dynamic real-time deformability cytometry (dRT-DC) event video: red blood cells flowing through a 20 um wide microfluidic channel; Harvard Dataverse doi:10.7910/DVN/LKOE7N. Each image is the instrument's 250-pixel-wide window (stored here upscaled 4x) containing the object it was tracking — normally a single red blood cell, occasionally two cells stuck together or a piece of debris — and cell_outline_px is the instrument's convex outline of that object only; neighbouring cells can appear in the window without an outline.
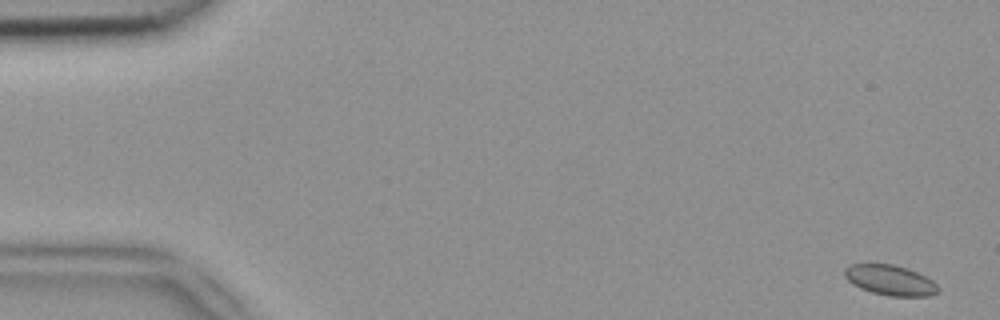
{"species": "common noctule bat (a hibernating species)", "species_latin": "Nyctalus noctula", "temperature_condition": "room temperature", "stored_images_in_passage": 12, "camera_frame_rate_fps": 3000, "um_per_image_px": 0.085, "animal": {"sex": "female", "body_mass_g": 18.4}, "frame": {"image": 1, "passage_image": 1, "time_ms": 0.0, "image_size_px": [1000, 320], "cell_outline_px": [[940, 292], [932, 296], [888, 296], [872, 292], [860, 288], [852, 284], [844, 276], [844, 268], [852, 264], [892, 264], [908, 268], [932, 280], [940, 288]], "centroid_in_image_um": [75.68, 23.82], "position_along_channel_um": 9.3, "area_um2": 16.59}}